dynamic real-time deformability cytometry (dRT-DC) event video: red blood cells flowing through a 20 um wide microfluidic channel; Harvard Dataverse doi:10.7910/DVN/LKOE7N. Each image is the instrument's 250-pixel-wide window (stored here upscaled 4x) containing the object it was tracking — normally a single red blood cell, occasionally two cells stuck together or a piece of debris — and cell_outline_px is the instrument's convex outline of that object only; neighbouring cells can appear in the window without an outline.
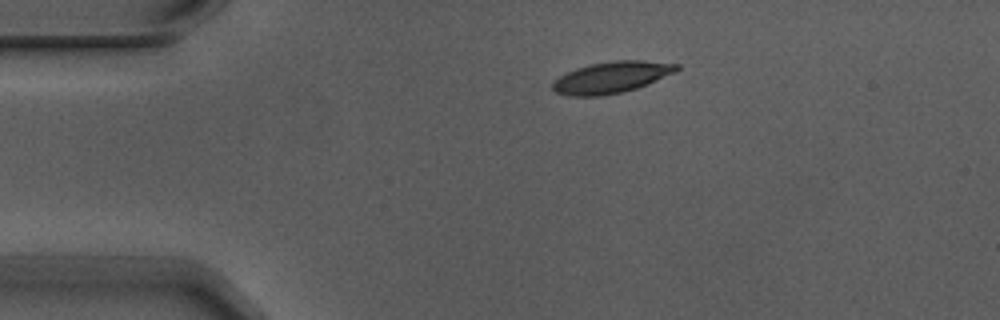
{"species": "Egyptian fruit bat (a non-hibernating species)", "species_latin": "Rousettus aegyptiacus", "temperature_condition": "warm", "stored_images_in_passage": 3, "camera_frame_rate_fps": 3000, "um_per_image_px": 0.085, "animal": {"sex": "male"}, "frame": {"image": 1, "passage_image": 1, "time_ms": 0.0, "image_size_px": [1000, 320], "cell_outline_px": [[680, 68], [676, 72], [636, 88], [624, 92], [600, 96], [568, 96], [556, 92], [552, 88], [552, 80], [576, 68], [588, 64], [612, 60], [644, 60], [680, 64]], "centroid_in_image_um": [51.97, 6.56], "position_along_channel_um": 33.0, "area_um2": 22.89}}
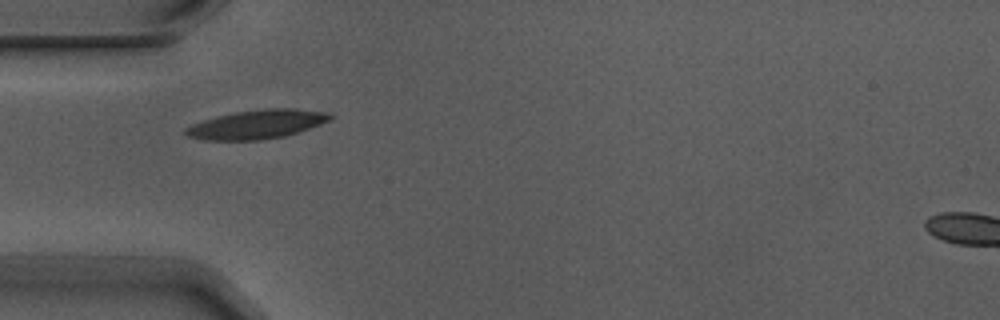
{"frame": {"image": 2, "passage_image": 2, "time_ms": 0.333, "image_size_px": [1000, 320], "cell_outline_px": [[336, 116], [332, 120], [284, 136], [260, 140], [204, 140], [188, 136], [184, 132], [184, 128], [192, 124], [216, 116], [236, 112], [264, 108], [292, 108], [324, 112]], "centroid_in_image_um": [21.83, 10.56], "position_along_channel_um": 63.2, "area_um2": 24.22}}